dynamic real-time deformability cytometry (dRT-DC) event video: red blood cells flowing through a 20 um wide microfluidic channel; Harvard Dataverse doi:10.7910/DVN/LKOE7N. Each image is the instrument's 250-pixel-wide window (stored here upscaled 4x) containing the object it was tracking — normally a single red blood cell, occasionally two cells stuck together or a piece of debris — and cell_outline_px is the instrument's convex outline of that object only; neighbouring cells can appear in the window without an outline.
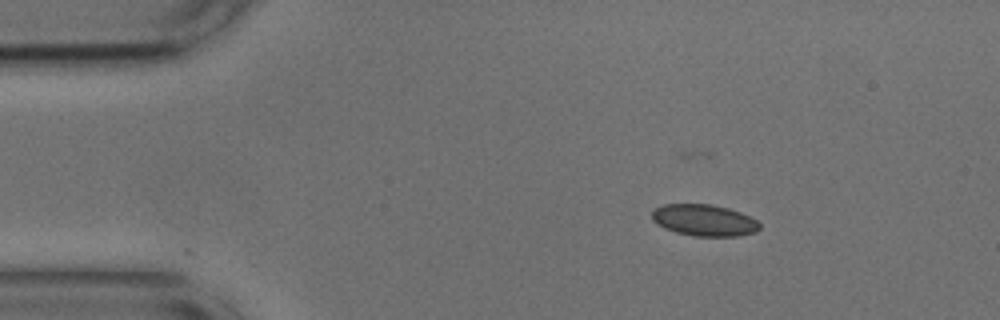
{"species": "common noctule bat (a hibernating species)", "species_latin": "Nyctalus noctula", "temperature_condition": "cold", "stored_images_in_passage": 37, "camera_frame_rate_fps": 3000, "um_per_image_px": 0.085, "animal": {"sex": "male", "body_mass_g": 17.9, "forearm_length_mm": 54.2}, "frame": {"image": 1, "passage_image": 1, "time_ms": 0.0, "image_size_px": [1000, 320], "cell_outline_px": [[760, 228], [756, 232], [736, 236], [692, 236], [676, 232], [664, 228], [656, 224], [652, 220], [652, 212], [656, 208], [664, 204], [712, 204], [728, 208], [740, 212], [756, 220], [760, 224]], "centroid_in_image_um": [59.84, 18.72], "position_along_channel_um": 25.2, "area_um2": 19.83}}
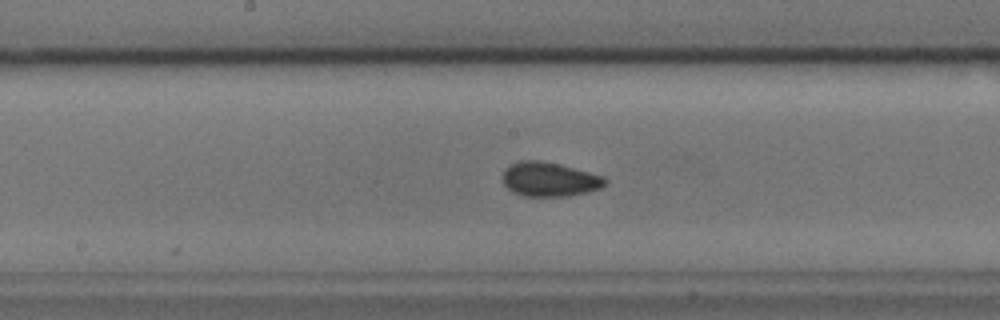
{"frame": {"image": 2, "passage_image": 20, "time_ms": 6.333, "image_size_px": [1000, 320], "cell_outline_px": [[608, 184], [600, 188], [588, 192], [568, 196], [520, 196], [512, 192], [504, 184], [504, 172], [508, 164], [520, 160], [540, 160], [560, 164], [604, 176], [608, 180]], "centroid_in_image_um": [46.72, 15.24], "position_along_channel_um": 201.5, "area_um2": 20.69}}
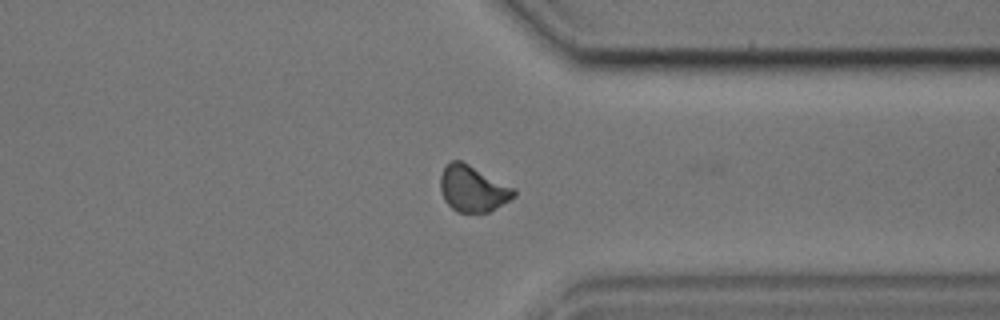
{"frame": {"image": 3, "passage_image": 34, "time_ms": 11.0, "image_size_px": [1000, 320], "cell_outline_px": [[516, 196], [496, 208], [488, 212], [456, 212], [444, 200], [440, 188], [440, 176], [444, 168], [452, 160], [460, 160], [516, 188]], "centroid_in_image_um": [40.2, 16.04], "position_along_channel_um": 371.2, "area_um2": 19.71}, "authors_computed_cell_mechanics": {"area_um2": 19.7676, "velocity_mm_per_s": 3.6987, "shape_relaxation_time_tau1_ms": 1.502, "shape_relaxation_time_tau2_ms": 2.0323, "deformation_change_tau1": 0.0663, "deformation_change_tau2": 0.0617}}